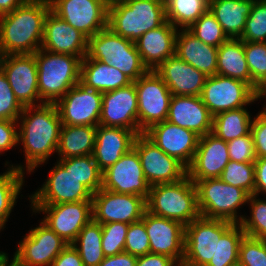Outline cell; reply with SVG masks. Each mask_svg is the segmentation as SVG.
Returning <instances> with one entry per match:
<instances>
[{"label":"cell","mask_w":266,"mask_h":266,"mask_svg":"<svg viewBox=\"0 0 266 266\" xmlns=\"http://www.w3.org/2000/svg\"><path fill=\"white\" fill-rule=\"evenodd\" d=\"M17 121L18 143L23 145L25 168L30 173L57 152L62 122L55 103L24 106Z\"/></svg>","instance_id":"6da1fadb"},{"label":"cell","mask_w":266,"mask_h":266,"mask_svg":"<svg viewBox=\"0 0 266 266\" xmlns=\"http://www.w3.org/2000/svg\"><path fill=\"white\" fill-rule=\"evenodd\" d=\"M50 10L49 0H26L13 12L0 16V56L39 50Z\"/></svg>","instance_id":"7a4b0ae2"},{"label":"cell","mask_w":266,"mask_h":266,"mask_svg":"<svg viewBox=\"0 0 266 266\" xmlns=\"http://www.w3.org/2000/svg\"><path fill=\"white\" fill-rule=\"evenodd\" d=\"M166 21L164 0H123L108 6L107 27L133 42Z\"/></svg>","instance_id":"3957f363"},{"label":"cell","mask_w":266,"mask_h":266,"mask_svg":"<svg viewBox=\"0 0 266 266\" xmlns=\"http://www.w3.org/2000/svg\"><path fill=\"white\" fill-rule=\"evenodd\" d=\"M34 56L38 70V91L43 103H56L80 82V57L52 53L41 48Z\"/></svg>","instance_id":"277c9868"},{"label":"cell","mask_w":266,"mask_h":266,"mask_svg":"<svg viewBox=\"0 0 266 266\" xmlns=\"http://www.w3.org/2000/svg\"><path fill=\"white\" fill-rule=\"evenodd\" d=\"M146 211L181 222L184 226L200 216L197 190L188 176L175 183L151 186L146 198Z\"/></svg>","instance_id":"5b68a950"},{"label":"cell","mask_w":266,"mask_h":266,"mask_svg":"<svg viewBox=\"0 0 266 266\" xmlns=\"http://www.w3.org/2000/svg\"><path fill=\"white\" fill-rule=\"evenodd\" d=\"M86 56L120 70L132 82L149 71L135 43L115 34L108 27L88 38Z\"/></svg>","instance_id":"8992f818"},{"label":"cell","mask_w":266,"mask_h":266,"mask_svg":"<svg viewBox=\"0 0 266 266\" xmlns=\"http://www.w3.org/2000/svg\"><path fill=\"white\" fill-rule=\"evenodd\" d=\"M197 205L200 216L240 224L243 215H237L241 205H246L249 194L242 188L234 187L219 178L196 181Z\"/></svg>","instance_id":"52a82bcc"},{"label":"cell","mask_w":266,"mask_h":266,"mask_svg":"<svg viewBox=\"0 0 266 266\" xmlns=\"http://www.w3.org/2000/svg\"><path fill=\"white\" fill-rule=\"evenodd\" d=\"M232 224L199 216L185 225L184 259L181 266H216L217 238Z\"/></svg>","instance_id":"ba28073f"},{"label":"cell","mask_w":266,"mask_h":266,"mask_svg":"<svg viewBox=\"0 0 266 266\" xmlns=\"http://www.w3.org/2000/svg\"><path fill=\"white\" fill-rule=\"evenodd\" d=\"M134 83L138 98L139 129L144 133L152 125L167 120L172 94L163 79L152 70Z\"/></svg>","instance_id":"9c48e42d"},{"label":"cell","mask_w":266,"mask_h":266,"mask_svg":"<svg viewBox=\"0 0 266 266\" xmlns=\"http://www.w3.org/2000/svg\"><path fill=\"white\" fill-rule=\"evenodd\" d=\"M200 97L213 116L257 101L256 91L249 84L218 74L206 78Z\"/></svg>","instance_id":"30bf717a"},{"label":"cell","mask_w":266,"mask_h":266,"mask_svg":"<svg viewBox=\"0 0 266 266\" xmlns=\"http://www.w3.org/2000/svg\"><path fill=\"white\" fill-rule=\"evenodd\" d=\"M68 244L42 220L22 239L12 258V266H51Z\"/></svg>","instance_id":"8fae6325"},{"label":"cell","mask_w":266,"mask_h":266,"mask_svg":"<svg viewBox=\"0 0 266 266\" xmlns=\"http://www.w3.org/2000/svg\"><path fill=\"white\" fill-rule=\"evenodd\" d=\"M35 213L45 214L43 222L67 244H72L82 228L93 219L92 201L31 205Z\"/></svg>","instance_id":"7c38bea8"},{"label":"cell","mask_w":266,"mask_h":266,"mask_svg":"<svg viewBox=\"0 0 266 266\" xmlns=\"http://www.w3.org/2000/svg\"><path fill=\"white\" fill-rule=\"evenodd\" d=\"M51 11L87 38L107 28L108 4L104 0H49Z\"/></svg>","instance_id":"4fadbf2b"},{"label":"cell","mask_w":266,"mask_h":266,"mask_svg":"<svg viewBox=\"0 0 266 266\" xmlns=\"http://www.w3.org/2000/svg\"><path fill=\"white\" fill-rule=\"evenodd\" d=\"M133 148L139 154L145 178L151 186L175 183L187 176V168L164 153L144 133L137 135Z\"/></svg>","instance_id":"5bb4252c"},{"label":"cell","mask_w":266,"mask_h":266,"mask_svg":"<svg viewBox=\"0 0 266 266\" xmlns=\"http://www.w3.org/2000/svg\"><path fill=\"white\" fill-rule=\"evenodd\" d=\"M146 211V199L142 196L116 193L101 188L92 196L93 220L100 224L140 221Z\"/></svg>","instance_id":"9a60e30c"},{"label":"cell","mask_w":266,"mask_h":266,"mask_svg":"<svg viewBox=\"0 0 266 266\" xmlns=\"http://www.w3.org/2000/svg\"><path fill=\"white\" fill-rule=\"evenodd\" d=\"M102 95L100 91L77 83L55 103L62 125L98 126Z\"/></svg>","instance_id":"2e32d148"},{"label":"cell","mask_w":266,"mask_h":266,"mask_svg":"<svg viewBox=\"0 0 266 266\" xmlns=\"http://www.w3.org/2000/svg\"><path fill=\"white\" fill-rule=\"evenodd\" d=\"M0 68L23 106L39 105L35 104L38 102L43 104L38 91V70L34 54L0 56Z\"/></svg>","instance_id":"e0dca14e"},{"label":"cell","mask_w":266,"mask_h":266,"mask_svg":"<svg viewBox=\"0 0 266 266\" xmlns=\"http://www.w3.org/2000/svg\"><path fill=\"white\" fill-rule=\"evenodd\" d=\"M42 187L30 195L31 205L92 201L93 194L71 173L57 162L50 170Z\"/></svg>","instance_id":"ac0fdd59"},{"label":"cell","mask_w":266,"mask_h":266,"mask_svg":"<svg viewBox=\"0 0 266 266\" xmlns=\"http://www.w3.org/2000/svg\"><path fill=\"white\" fill-rule=\"evenodd\" d=\"M102 188L116 193L148 197L151 185L145 178L139 154L132 148L103 171Z\"/></svg>","instance_id":"d6986e66"},{"label":"cell","mask_w":266,"mask_h":266,"mask_svg":"<svg viewBox=\"0 0 266 266\" xmlns=\"http://www.w3.org/2000/svg\"><path fill=\"white\" fill-rule=\"evenodd\" d=\"M99 125L126 128L137 135L143 133L138 124V98L134 82L103 93Z\"/></svg>","instance_id":"ffe728a7"},{"label":"cell","mask_w":266,"mask_h":266,"mask_svg":"<svg viewBox=\"0 0 266 266\" xmlns=\"http://www.w3.org/2000/svg\"><path fill=\"white\" fill-rule=\"evenodd\" d=\"M149 237L150 253L173 258L180 266L184 259L185 226L176 220L145 211L141 219Z\"/></svg>","instance_id":"44dd1931"},{"label":"cell","mask_w":266,"mask_h":266,"mask_svg":"<svg viewBox=\"0 0 266 266\" xmlns=\"http://www.w3.org/2000/svg\"><path fill=\"white\" fill-rule=\"evenodd\" d=\"M144 134L164 153L176 158L186 168L193 161L200 136L171 122L152 125Z\"/></svg>","instance_id":"7402d4cb"},{"label":"cell","mask_w":266,"mask_h":266,"mask_svg":"<svg viewBox=\"0 0 266 266\" xmlns=\"http://www.w3.org/2000/svg\"><path fill=\"white\" fill-rule=\"evenodd\" d=\"M229 161L227 142L212 132L207 133L199 138L193 161L187 168V176L193 183L219 178Z\"/></svg>","instance_id":"603a6c76"},{"label":"cell","mask_w":266,"mask_h":266,"mask_svg":"<svg viewBox=\"0 0 266 266\" xmlns=\"http://www.w3.org/2000/svg\"><path fill=\"white\" fill-rule=\"evenodd\" d=\"M88 38L51 10L44 22L41 49L52 53L70 54L83 59L87 53Z\"/></svg>","instance_id":"cb8c5ba5"},{"label":"cell","mask_w":266,"mask_h":266,"mask_svg":"<svg viewBox=\"0 0 266 266\" xmlns=\"http://www.w3.org/2000/svg\"><path fill=\"white\" fill-rule=\"evenodd\" d=\"M155 72L163 79L172 95L200 96L207 76L192 65L173 55Z\"/></svg>","instance_id":"d4e9b609"},{"label":"cell","mask_w":266,"mask_h":266,"mask_svg":"<svg viewBox=\"0 0 266 266\" xmlns=\"http://www.w3.org/2000/svg\"><path fill=\"white\" fill-rule=\"evenodd\" d=\"M167 121L204 136L212 132L213 115L200 96L172 95Z\"/></svg>","instance_id":"484cf974"},{"label":"cell","mask_w":266,"mask_h":266,"mask_svg":"<svg viewBox=\"0 0 266 266\" xmlns=\"http://www.w3.org/2000/svg\"><path fill=\"white\" fill-rule=\"evenodd\" d=\"M137 134L122 127L98 125L93 159L103 172L115 164L134 145Z\"/></svg>","instance_id":"4316f807"},{"label":"cell","mask_w":266,"mask_h":266,"mask_svg":"<svg viewBox=\"0 0 266 266\" xmlns=\"http://www.w3.org/2000/svg\"><path fill=\"white\" fill-rule=\"evenodd\" d=\"M177 33L178 29L166 21L134 42L148 70L155 71L165 60L175 55Z\"/></svg>","instance_id":"83f0119b"},{"label":"cell","mask_w":266,"mask_h":266,"mask_svg":"<svg viewBox=\"0 0 266 266\" xmlns=\"http://www.w3.org/2000/svg\"><path fill=\"white\" fill-rule=\"evenodd\" d=\"M175 55L203 72L207 77L217 74L218 48L203 43L188 29L178 30Z\"/></svg>","instance_id":"f1b7e54d"},{"label":"cell","mask_w":266,"mask_h":266,"mask_svg":"<svg viewBox=\"0 0 266 266\" xmlns=\"http://www.w3.org/2000/svg\"><path fill=\"white\" fill-rule=\"evenodd\" d=\"M80 83L105 93L128 86L132 81L111 65L85 56L81 62Z\"/></svg>","instance_id":"f546056e"},{"label":"cell","mask_w":266,"mask_h":266,"mask_svg":"<svg viewBox=\"0 0 266 266\" xmlns=\"http://www.w3.org/2000/svg\"><path fill=\"white\" fill-rule=\"evenodd\" d=\"M254 0H210L209 10L229 38H240Z\"/></svg>","instance_id":"4dcf8cb0"},{"label":"cell","mask_w":266,"mask_h":266,"mask_svg":"<svg viewBox=\"0 0 266 266\" xmlns=\"http://www.w3.org/2000/svg\"><path fill=\"white\" fill-rule=\"evenodd\" d=\"M97 126L62 125L58 156L61 159L92 155L96 141Z\"/></svg>","instance_id":"1f68e13d"},{"label":"cell","mask_w":266,"mask_h":266,"mask_svg":"<svg viewBox=\"0 0 266 266\" xmlns=\"http://www.w3.org/2000/svg\"><path fill=\"white\" fill-rule=\"evenodd\" d=\"M217 74L241 80L251 86V76L244 52V41L229 38L218 47Z\"/></svg>","instance_id":"d6a6232c"},{"label":"cell","mask_w":266,"mask_h":266,"mask_svg":"<svg viewBox=\"0 0 266 266\" xmlns=\"http://www.w3.org/2000/svg\"><path fill=\"white\" fill-rule=\"evenodd\" d=\"M245 108L224 111L213 116L212 133L225 142L251 132V115Z\"/></svg>","instance_id":"836d02e7"},{"label":"cell","mask_w":266,"mask_h":266,"mask_svg":"<svg viewBox=\"0 0 266 266\" xmlns=\"http://www.w3.org/2000/svg\"><path fill=\"white\" fill-rule=\"evenodd\" d=\"M24 165H10L6 172L0 174V231L4 229L7 219L24 185Z\"/></svg>","instance_id":"e575fe53"},{"label":"cell","mask_w":266,"mask_h":266,"mask_svg":"<svg viewBox=\"0 0 266 266\" xmlns=\"http://www.w3.org/2000/svg\"><path fill=\"white\" fill-rule=\"evenodd\" d=\"M101 240L102 225L92 219L82 228L72 243L79 252L84 266H99L105 258Z\"/></svg>","instance_id":"d590c367"},{"label":"cell","mask_w":266,"mask_h":266,"mask_svg":"<svg viewBox=\"0 0 266 266\" xmlns=\"http://www.w3.org/2000/svg\"><path fill=\"white\" fill-rule=\"evenodd\" d=\"M166 19L177 29H188L209 10L210 0H164Z\"/></svg>","instance_id":"8d00e7d4"},{"label":"cell","mask_w":266,"mask_h":266,"mask_svg":"<svg viewBox=\"0 0 266 266\" xmlns=\"http://www.w3.org/2000/svg\"><path fill=\"white\" fill-rule=\"evenodd\" d=\"M57 162L64 170H70L79 180V183L83 184L92 194L102 188L103 172L98 167L92 155L68 159L59 158Z\"/></svg>","instance_id":"74e56055"},{"label":"cell","mask_w":266,"mask_h":266,"mask_svg":"<svg viewBox=\"0 0 266 266\" xmlns=\"http://www.w3.org/2000/svg\"><path fill=\"white\" fill-rule=\"evenodd\" d=\"M241 224H232L217 238L216 266H235L239 262V246L245 236Z\"/></svg>","instance_id":"f35d334b"},{"label":"cell","mask_w":266,"mask_h":266,"mask_svg":"<svg viewBox=\"0 0 266 266\" xmlns=\"http://www.w3.org/2000/svg\"><path fill=\"white\" fill-rule=\"evenodd\" d=\"M219 179L234 187L242 188L249 195L255 194V164L230 160Z\"/></svg>","instance_id":"ab89813d"},{"label":"cell","mask_w":266,"mask_h":266,"mask_svg":"<svg viewBox=\"0 0 266 266\" xmlns=\"http://www.w3.org/2000/svg\"><path fill=\"white\" fill-rule=\"evenodd\" d=\"M188 30L203 43L217 48L229 39L210 10L195 21Z\"/></svg>","instance_id":"60d3db41"},{"label":"cell","mask_w":266,"mask_h":266,"mask_svg":"<svg viewBox=\"0 0 266 266\" xmlns=\"http://www.w3.org/2000/svg\"><path fill=\"white\" fill-rule=\"evenodd\" d=\"M256 194L249 195L250 217H243L241 226L246 236L266 240V200L257 199Z\"/></svg>","instance_id":"b9f144b4"},{"label":"cell","mask_w":266,"mask_h":266,"mask_svg":"<svg viewBox=\"0 0 266 266\" xmlns=\"http://www.w3.org/2000/svg\"><path fill=\"white\" fill-rule=\"evenodd\" d=\"M244 52L251 76V87H257L266 78V42H244Z\"/></svg>","instance_id":"7bdbcfd3"},{"label":"cell","mask_w":266,"mask_h":266,"mask_svg":"<svg viewBox=\"0 0 266 266\" xmlns=\"http://www.w3.org/2000/svg\"><path fill=\"white\" fill-rule=\"evenodd\" d=\"M240 39L244 42H266V0H254Z\"/></svg>","instance_id":"ee69618b"},{"label":"cell","mask_w":266,"mask_h":266,"mask_svg":"<svg viewBox=\"0 0 266 266\" xmlns=\"http://www.w3.org/2000/svg\"><path fill=\"white\" fill-rule=\"evenodd\" d=\"M102 225V250L105 257L124 252L129 224L112 222Z\"/></svg>","instance_id":"f6af8a7d"},{"label":"cell","mask_w":266,"mask_h":266,"mask_svg":"<svg viewBox=\"0 0 266 266\" xmlns=\"http://www.w3.org/2000/svg\"><path fill=\"white\" fill-rule=\"evenodd\" d=\"M239 265L266 266V240L244 236L239 246Z\"/></svg>","instance_id":"bcb514c9"},{"label":"cell","mask_w":266,"mask_h":266,"mask_svg":"<svg viewBox=\"0 0 266 266\" xmlns=\"http://www.w3.org/2000/svg\"><path fill=\"white\" fill-rule=\"evenodd\" d=\"M24 106L15 97L6 75L0 68V119L18 120Z\"/></svg>","instance_id":"7dc6e473"},{"label":"cell","mask_w":266,"mask_h":266,"mask_svg":"<svg viewBox=\"0 0 266 266\" xmlns=\"http://www.w3.org/2000/svg\"><path fill=\"white\" fill-rule=\"evenodd\" d=\"M124 252L137 257L150 253L149 237L142 220L129 224Z\"/></svg>","instance_id":"c3c4849f"},{"label":"cell","mask_w":266,"mask_h":266,"mask_svg":"<svg viewBox=\"0 0 266 266\" xmlns=\"http://www.w3.org/2000/svg\"><path fill=\"white\" fill-rule=\"evenodd\" d=\"M230 160L236 162L254 163L256 154L251 132L227 142Z\"/></svg>","instance_id":"681fc988"},{"label":"cell","mask_w":266,"mask_h":266,"mask_svg":"<svg viewBox=\"0 0 266 266\" xmlns=\"http://www.w3.org/2000/svg\"><path fill=\"white\" fill-rule=\"evenodd\" d=\"M256 158L266 157V114L261 111L251 123Z\"/></svg>","instance_id":"f907efd6"},{"label":"cell","mask_w":266,"mask_h":266,"mask_svg":"<svg viewBox=\"0 0 266 266\" xmlns=\"http://www.w3.org/2000/svg\"><path fill=\"white\" fill-rule=\"evenodd\" d=\"M17 126V120L0 119V155L3 151H8L19 144Z\"/></svg>","instance_id":"816d5d0a"},{"label":"cell","mask_w":266,"mask_h":266,"mask_svg":"<svg viewBox=\"0 0 266 266\" xmlns=\"http://www.w3.org/2000/svg\"><path fill=\"white\" fill-rule=\"evenodd\" d=\"M51 266H84L79 252L73 246L68 244L62 252L55 258Z\"/></svg>","instance_id":"f5cc1de1"},{"label":"cell","mask_w":266,"mask_h":266,"mask_svg":"<svg viewBox=\"0 0 266 266\" xmlns=\"http://www.w3.org/2000/svg\"><path fill=\"white\" fill-rule=\"evenodd\" d=\"M136 266H180L173 258L163 254L148 253L137 257Z\"/></svg>","instance_id":"db71d44e"},{"label":"cell","mask_w":266,"mask_h":266,"mask_svg":"<svg viewBox=\"0 0 266 266\" xmlns=\"http://www.w3.org/2000/svg\"><path fill=\"white\" fill-rule=\"evenodd\" d=\"M255 164V194H266V157L256 158Z\"/></svg>","instance_id":"11a10c76"},{"label":"cell","mask_w":266,"mask_h":266,"mask_svg":"<svg viewBox=\"0 0 266 266\" xmlns=\"http://www.w3.org/2000/svg\"><path fill=\"white\" fill-rule=\"evenodd\" d=\"M137 256L121 252L103 259L99 266H136Z\"/></svg>","instance_id":"9f6ffc18"},{"label":"cell","mask_w":266,"mask_h":266,"mask_svg":"<svg viewBox=\"0 0 266 266\" xmlns=\"http://www.w3.org/2000/svg\"><path fill=\"white\" fill-rule=\"evenodd\" d=\"M26 0H0V16L13 12L21 6Z\"/></svg>","instance_id":"6f0895ef"},{"label":"cell","mask_w":266,"mask_h":266,"mask_svg":"<svg viewBox=\"0 0 266 266\" xmlns=\"http://www.w3.org/2000/svg\"><path fill=\"white\" fill-rule=\"evenodd\" d=\"M266 98V78L256 89V100Z\"/></svg>","instance_id":"680465c9"},{"label":"cell","mask_w":266,"mask_h":266,"mask_svg":"<svg viewBox=\"0 0 266 266\" xmlns=\"http://www.w3.org/2000/svg\"><path fill=\"white\" fill-rule=\"evenodd\" d=\"M9 258L6 252L0 251V266H12V261L8 264Z\"/></svg>","instance_id":"91938a15"},{"label":"cell","mask_w":266,"mask_h":266,"mask_svg":"<svg viewBox=\"0 0 266 266\" xmlns=\"http://www.w3.org/2000/svg\"><path fill=\"white\" fill-rule=\"evenodd\" d=\"M108 5L117 1H123V0H104Z\"/></svg>","instance_id":"94428289"},{"label":"cell","mask_w":266,"mask_h":266,"mask_svg":"<svg viewBox=\"0 0 266 266\" xmlns=\"http://www.w3.org/2000/svg\"><path fill=\"white\" fill-rule=\"evenodd\" d=\"M262 111L266 114V105L263 106Z\"/></svg>","instance_id":"6125c7cd"}]
</instances>
